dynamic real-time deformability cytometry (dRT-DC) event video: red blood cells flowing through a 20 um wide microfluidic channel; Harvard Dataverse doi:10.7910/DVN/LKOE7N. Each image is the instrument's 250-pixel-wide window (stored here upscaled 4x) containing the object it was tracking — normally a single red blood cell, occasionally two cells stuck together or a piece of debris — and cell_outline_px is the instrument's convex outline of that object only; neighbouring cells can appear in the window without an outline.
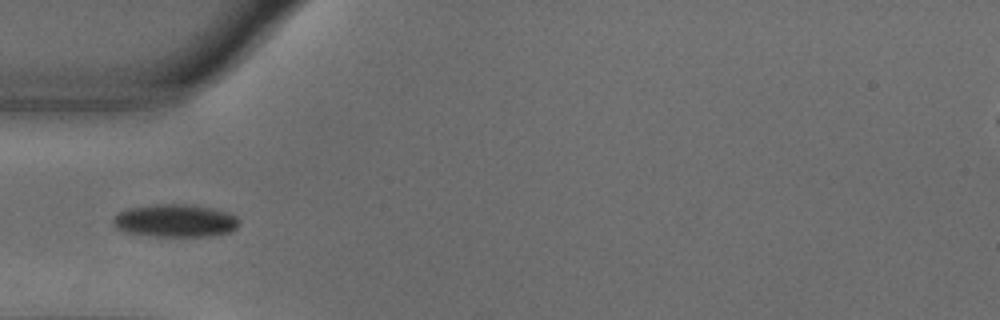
{"species": "common noctule bat (a hibernating species)", "species_latin": "Nyctalus noctula", "temperature_condition": "warm", "stored_images_in_passage": 39, "camera_frame_rate_fps": 3000, "um_per_image_px": 0.085, "animal": {"sex": "male", "body_mass_g": 18.8}, "frame": {"image": 1, "passage_image": 1, "time_ms": 0.0, "image_size_px": [1000, 320], "cell_outline_px": [[240, 224], [236, 228], [228, 232], [208, 236], [152, 236], [128, 232], [116, 228], [112, 220], [112, 216], [128, 208], [152, 204], [192, 204], [212, 208], [228, 212], [236, 216], [240, 220]], "centroid_in_image_um": [14.9, 18.74], "position_along_channel_um": 70.1, "area_um2": 24.22}}
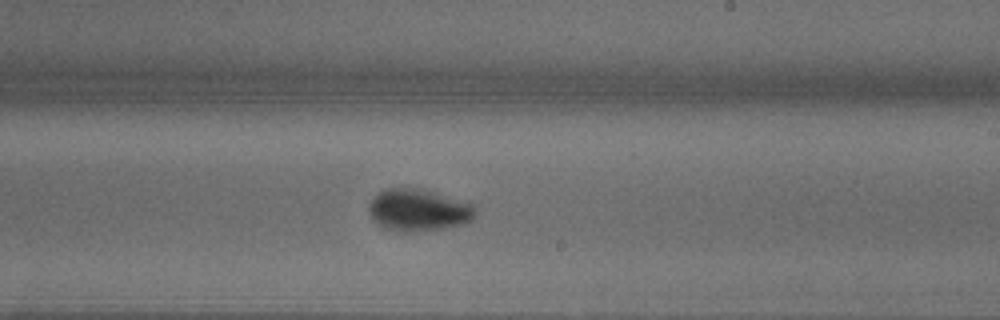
{"frame": {"image": 2, "passage_image": 16, "time_ms": 5.0, "image_size_px": [1000, 320], "cell_outline_px": [[476, 212], [472, 220], [464, 224], [448, 228], [420, 232], [392, 232], [376, 224], [372, 220], [368, 212], [368, 204], [380, 192], [388, 188], [420, 188], [472, 204], [476, 208]], "centroid_in_image_um": [35.54, 17.9], "position_along_channel_um": 253.5, "area_um2": 26.47}}
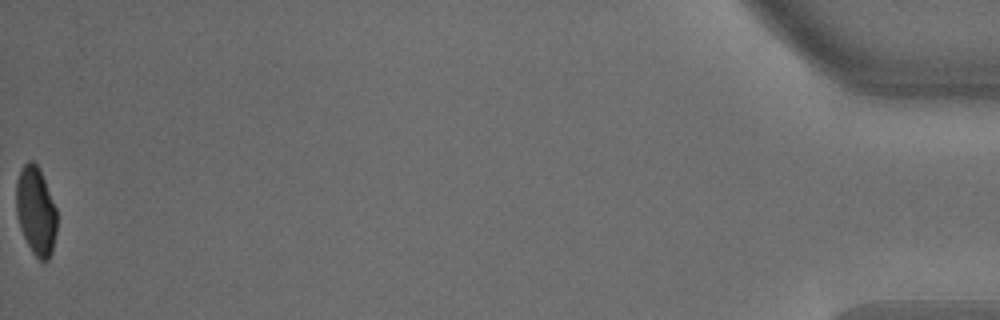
{"frame": {"image": 3, "passage_image": 39, "time_ms": 12.667, "image_size_px": [1000, 320], "cell_outline_px": [[56, 232], [52, 252], [48, 260], [40, 260], [32, 252], [20, 228], [16, 216], [16, 180], [20, 168], [28, 160], [32, 160], [40, 168], [56, 208]], "centroid_in_image_um": [3.03, 17.89], "position_along_channel_um": 432.2, "area_um2": 21.1}, "authors_computed_cell_mechanics": {"area_um2": 23.409, "velocity_mm_per_s": 3.6431, "shape_relaxation_time_tau1_ms": 3.2619, "shape_relaxation_time_tau2_ms": null, "deformation_change_tau1": 0.1379, "deformation_change_tau2": null}}